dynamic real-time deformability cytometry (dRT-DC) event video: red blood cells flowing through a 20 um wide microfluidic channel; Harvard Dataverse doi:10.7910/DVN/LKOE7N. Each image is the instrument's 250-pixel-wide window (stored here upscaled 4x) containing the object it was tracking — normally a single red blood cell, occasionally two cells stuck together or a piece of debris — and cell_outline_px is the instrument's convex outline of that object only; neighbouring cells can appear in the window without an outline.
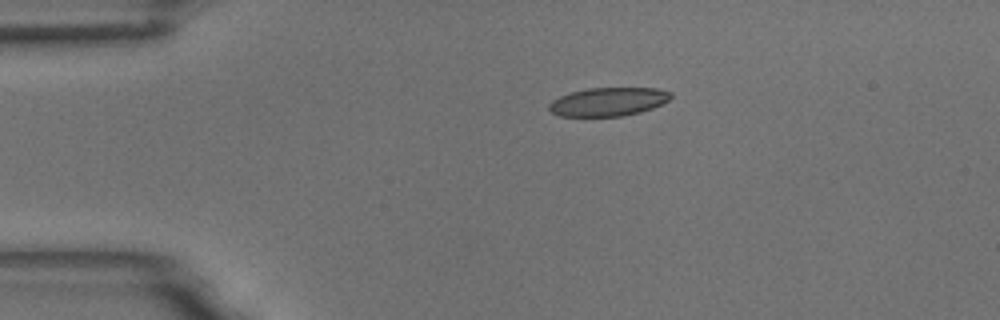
{"species": "common noctule bat (a hibernating species)", "species_latin": "Nyctalus noctula", "temperature_condition": "room temperature", "stored_images_in_passage": 3, "camera_frame_rate_fps": 3000, "um_per_image_px": 0.085, "animal": {"sex": "male", "body_mass_g": 18.8}, "frame": {"image": 1, "passage_image": 1, "time_ms": 0.0, "image_size_px": [1000, 320], "cell_outline_px": [[672, 96], [668, 100], [652, 108], [640, 112], [620, 116], [560, 116], [552, 112], [548, 108], [548, 104], [552, 100], [560, 96], [572, 92], [588, 88], [656, 88], [672, 92]], "centroid_in_image_um": [51.69, 8.64], "position_along_channel_um": 33.3, "area_um2": 20.11}}
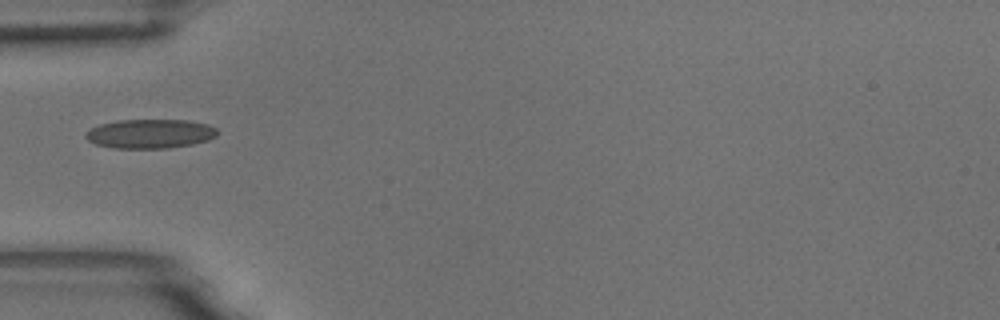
{"frame": {"image": 2, "passage_image": 3, "time_ms": 0.667, "image_size_px": [1000, 320], "cell_outline_px": [[220, 132], [216, 136], [208, 140], [192, 144], [168, 148], [112, 148], [96, 144], [88, 140], [84, 136], [92, 128], [100, 124], [116, 120], [188, 120], [208, 124], [216, 128]], "centroid_in_image_um": [12.79, 11.36], "position_along_channel_um": 72.2, "area_um2": 22.43}}